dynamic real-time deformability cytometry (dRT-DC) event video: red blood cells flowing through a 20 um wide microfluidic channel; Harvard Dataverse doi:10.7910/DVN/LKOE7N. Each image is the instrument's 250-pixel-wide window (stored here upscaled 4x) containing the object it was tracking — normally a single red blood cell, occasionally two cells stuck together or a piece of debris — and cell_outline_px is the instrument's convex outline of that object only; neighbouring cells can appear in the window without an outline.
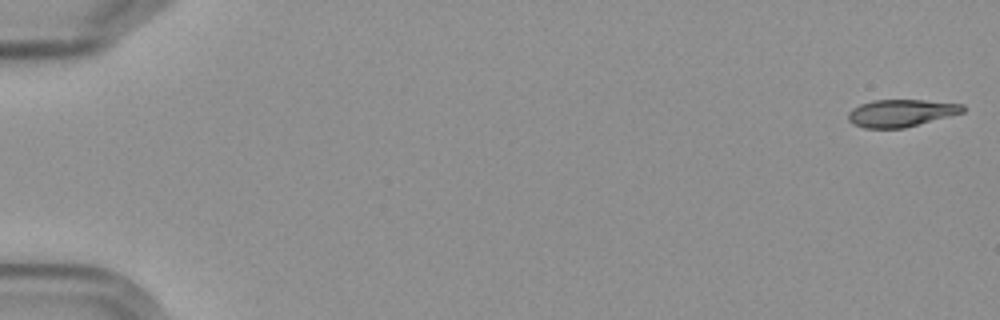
{"species": "Egyptian fruit bat (a non-hibernating species)", "species_latin": "Rousettus aegyptiacus", "temperature_condition": "cold", "stored_images_in_passage": 6, "camera_frame_rate_fps": 3000, "um_per_image_px": 0.085, "frame": {"image": 1, "passage_image": 1, "time_ms": 0.0, "image_size_px": [1000, 320], "cell_outline_px": [[964, 112], [904, 128], [864, 128], [852, 124], [848, 120], [848, 112], [852, 108], [860, 104], [872, 100], [924, 100], [964, 104]], "centroid_in_image_um": [76.55, 9.61], "position_along_channel_um": 8.4, "area_um2": 18.26}}
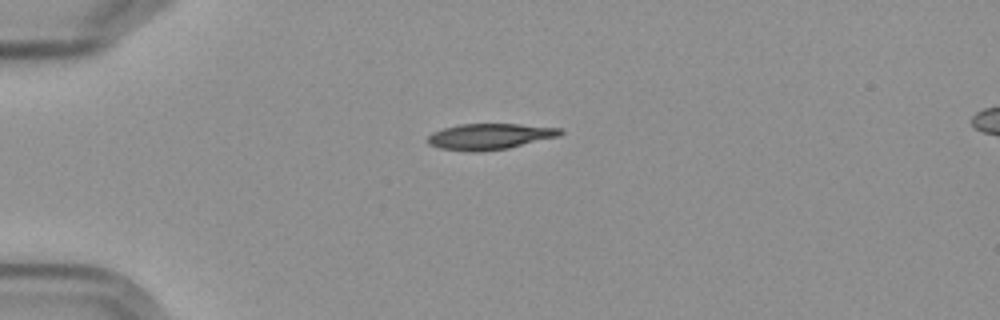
{"frame": {"image": 2, "passage_image": 5, "time_ms": 4.667, "image_size_px": [1000, 320], "cell_outline_px": [[564, 132], [560, 136], [508, 148], [476, 152], [472, 152], [440, 148], [428, 144], [428, 136], [432, 132], [444, 128], [460, 124], [520, 124], [560, 128]], "centroid_in_image_um": [41.63, 11.6], "position_along_channel_um": 43.4, "area_um2": 20.0}}